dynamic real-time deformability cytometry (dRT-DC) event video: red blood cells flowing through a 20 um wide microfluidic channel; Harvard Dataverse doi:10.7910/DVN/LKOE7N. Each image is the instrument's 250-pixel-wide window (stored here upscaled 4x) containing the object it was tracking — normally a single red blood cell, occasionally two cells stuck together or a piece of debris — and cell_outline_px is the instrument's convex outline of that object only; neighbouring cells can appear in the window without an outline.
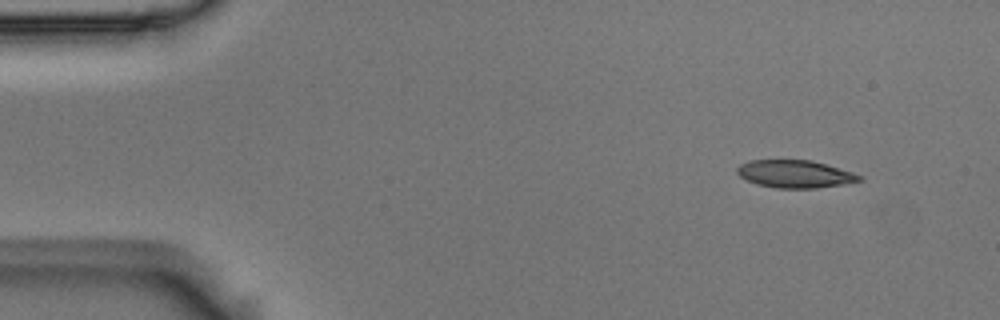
{"species": "Egyptian fruit bat (a non-hibernating species)", "species_latin": "Rousettus aegyptiacus", "temperature_condition": "room temperature", "stored_images_in_passage": 12, "camera_frame_rate_fps": 3000, "um_per_image_px": 0.085, "animal": {"sex": "male"}, "frame": {"image": 1, "passage_image": 1, "time_ms": 0.0, "image_size_px": [1000, 320], "cell_outline_px": [[864, 180], [844, 184], [816, 188], [776, 188], [756, 184], [740, 176], [736, 172], [736, 168], [740, 164], [748, 160], [812, 160], [852, 172], [864, 176]], "centroid_in_image_um": [67.58, 14.79], "position_along_channel_um": 17.4, "area_um2": 19.77}}
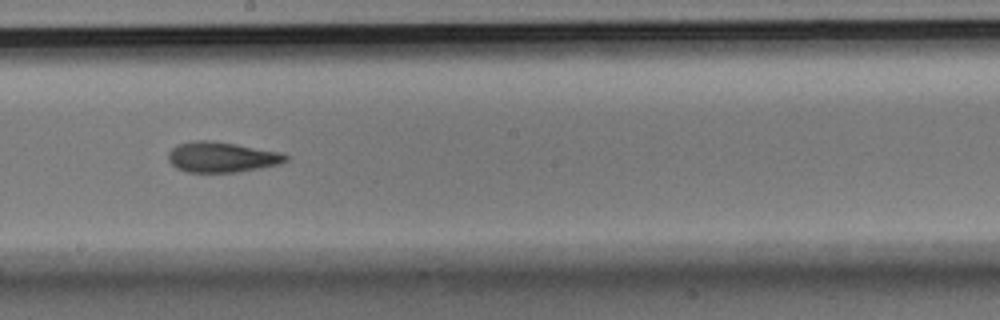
{"frame": {"image": 2, "passage_image": 7, "time_ms": 2.0, "image_size_px": [1000, 320], "cell_outline_px": [[288, 160], [280, 164], [240, 172], [188, 172], [176, 168], [168, 160], [168, 152], [176, 144], [196, 140], [208, 140], [236, 144], [280, 152], [288, 156]], "centroid_in_image_um": [18.83, 13.35], "position_along_channel_um": 229.4, "area_um2": 20.87}}
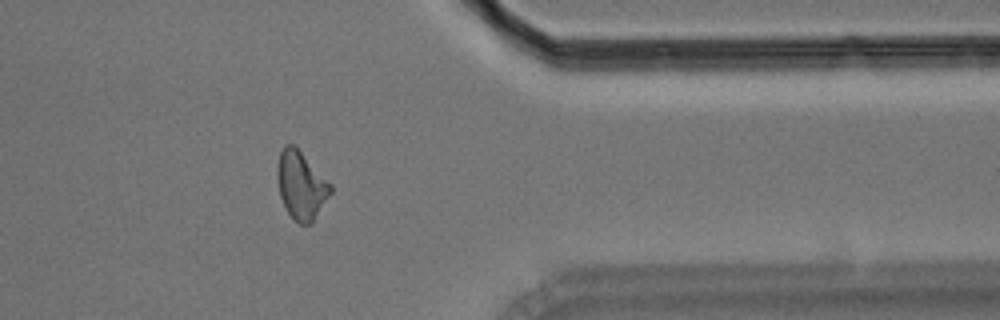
{"frame": {"image": 3, "passage_image": 11, "time_ms": 3.333, "image_size_px": [1000, 320], "cell_outline_px": [[332, 192], [312, 224], [300, 224], [288, 212], [280, 196], [276, 176], [276, 168], [280, 152], [284, 144], [292, 144], [332, 184]], "centroid_in_image_um": [25.59, 15.76], "position_along_channel_um": 385.8, "area_um2": 20.92}}